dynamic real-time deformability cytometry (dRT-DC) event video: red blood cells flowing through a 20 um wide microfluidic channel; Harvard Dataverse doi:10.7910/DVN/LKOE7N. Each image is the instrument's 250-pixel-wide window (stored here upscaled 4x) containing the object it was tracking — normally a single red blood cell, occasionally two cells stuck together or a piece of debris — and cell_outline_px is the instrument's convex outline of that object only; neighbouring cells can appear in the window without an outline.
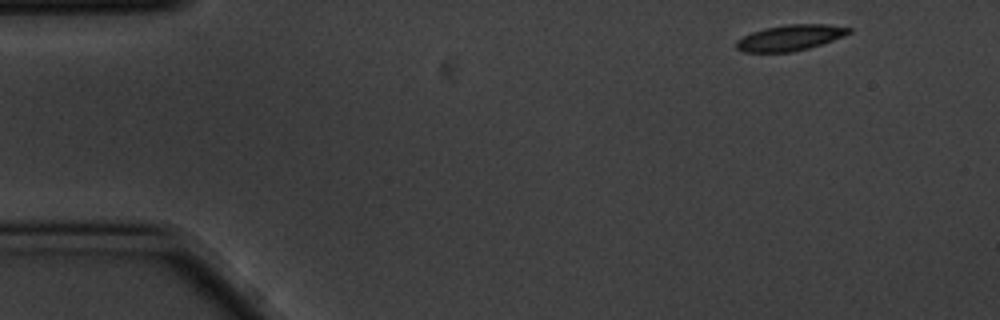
{"species": "common noctule bat (a hibernating species)", "species_latin": "Nyctalus noctula", "temperature_condition": "cold", "stored_images_in_passage": 3, "camera_frame_rate_fps": 3000, "um_per_image_px": 0.085, "animal": {"sex": "male", "body_mass_g": 20.1, "forearm_length_mm": 53.5}, "frame": {"image": 1, "passage_image": 1, "time_ms": 0.0, "image_size_px": [1000, 320], "cell_outline_px": [[852, 32], [844, 36], [808, 48], [792, 52], [744, 52], [736, 48], [736, 40], [752, 32], [764, 28], [788, 24], [828, 24], [852, 28]], "centroid_in_image_um": [67.16, 3.2], "position_along_channel_um": 17.8, "area_um2": 16.88}}